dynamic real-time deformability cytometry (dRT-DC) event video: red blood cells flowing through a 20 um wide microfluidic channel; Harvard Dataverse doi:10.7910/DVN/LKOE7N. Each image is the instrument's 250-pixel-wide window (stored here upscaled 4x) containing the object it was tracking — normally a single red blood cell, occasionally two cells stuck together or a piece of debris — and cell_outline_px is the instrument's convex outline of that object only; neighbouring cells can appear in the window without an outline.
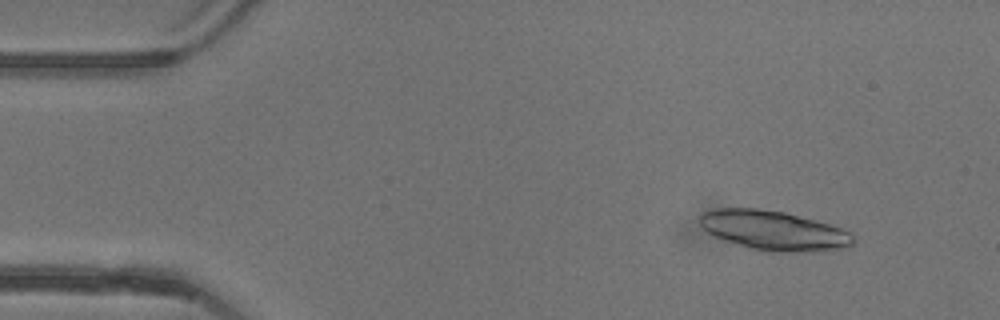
{"species": "common noctule bat (a hibernating species)", "species_latin": "Nyctalus noctula", "temperature_condition": "warm", "stored_images_in_passage": 50, "camera_frame_rate_fps": 3000, "um_per_image_px": 0.085, "animal": {"sex": "female"}, "frame": {"image": 1, "passage_image": 6, "time_ms": 1.667, "image_size_px": [1000, 320], "cell_outline_px": [[856, 240], [852, 244], [840, 248], [780, 252], [752, 248], [716, 236], [708, 232], [700, 224], [700, 216], [704, 212], [716, 208], [756, 208], [784, 212], [828, 224], [840, 228], [848, 232]], "centroid_in_image_um": [65.73, 19.56], "position_along_channel_um": 19.3, "area_um2": 34.1}}